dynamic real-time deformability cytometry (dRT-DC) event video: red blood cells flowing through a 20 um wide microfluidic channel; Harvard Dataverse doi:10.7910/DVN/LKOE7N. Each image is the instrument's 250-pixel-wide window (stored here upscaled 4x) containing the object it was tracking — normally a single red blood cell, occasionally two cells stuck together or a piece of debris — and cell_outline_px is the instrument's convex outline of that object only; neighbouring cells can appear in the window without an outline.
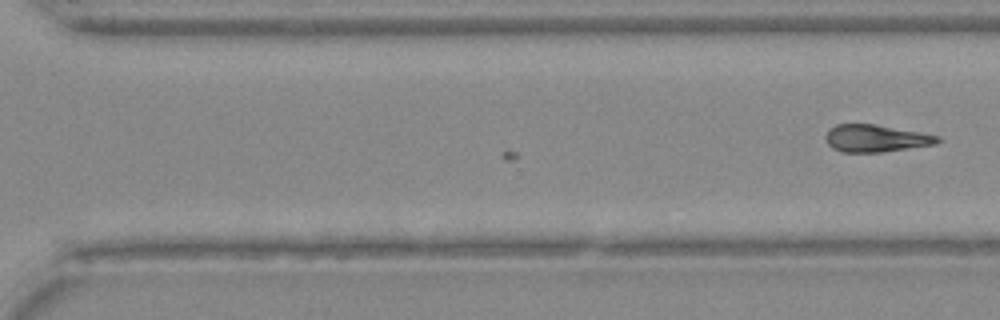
{"species": "Egyptian fruit bat (a non-hibernating species)", "species_latin": "Rousettus aegyptiacus", "temperature_condition": "warm", "stored_images_in_passage": 17, "camera_frame_rate_fps": 3000, "um_per_image_px": 0.085, "animal": {"sex": "female"}, "frame": {"image": 1, "passage_image": 17, "time_ms": 5.333, "image_size_px": [1000, 320], "cell_outline_px": [[940, 140], [936, 144], [880, 152], [844, 152], [832, 148], [828, 144], [824, 136], [828, 128], [836, 124], [872, 124], [920, 132], [940, 136]], "centroid_in_image_um": [74.4, 11.75], "position_along_channel_um": 296.2, "area_um2": 17.69}}